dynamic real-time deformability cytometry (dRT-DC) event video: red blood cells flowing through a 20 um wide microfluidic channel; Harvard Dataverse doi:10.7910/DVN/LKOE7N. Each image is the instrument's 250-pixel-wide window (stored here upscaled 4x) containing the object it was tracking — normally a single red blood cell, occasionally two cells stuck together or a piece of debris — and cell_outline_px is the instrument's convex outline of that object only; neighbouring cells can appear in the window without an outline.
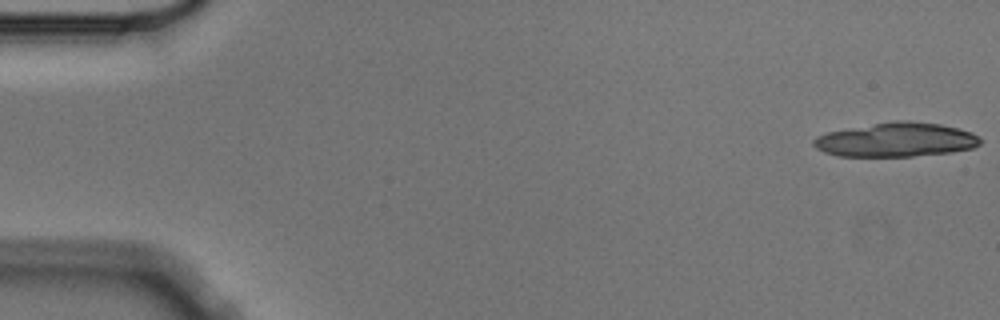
{"species": "Egyptian fruit bat (a non-hibernating species)", "species_latin": "Rousettus aegyptiacus", "temperature_condition": "cold", "stored_images_in_passage": 6, "camera_frame_rate_fps": 3000, "um_per_image_px": 0.085, "animal": {"sex": "male"}, "frame": {"image": 1, "passage_image": 1, "time_ms": 0.0, "image_size_px": [1000, 320], "cell_outline_px": [[984, 140], [980, 144], [972, 148], [952, 152], [912, 156], [836, 156], [824, 152], [816, 148], [812, 144], [812, 140], [816, 136], [828, 132], [896, 120], [908, 120], [940, 124], [972, 132], [980, 136]], "centroid_in_image_um": [76.19, 11.88], "position_along_channel_um": 8.8, "area_um2": 33.18}}